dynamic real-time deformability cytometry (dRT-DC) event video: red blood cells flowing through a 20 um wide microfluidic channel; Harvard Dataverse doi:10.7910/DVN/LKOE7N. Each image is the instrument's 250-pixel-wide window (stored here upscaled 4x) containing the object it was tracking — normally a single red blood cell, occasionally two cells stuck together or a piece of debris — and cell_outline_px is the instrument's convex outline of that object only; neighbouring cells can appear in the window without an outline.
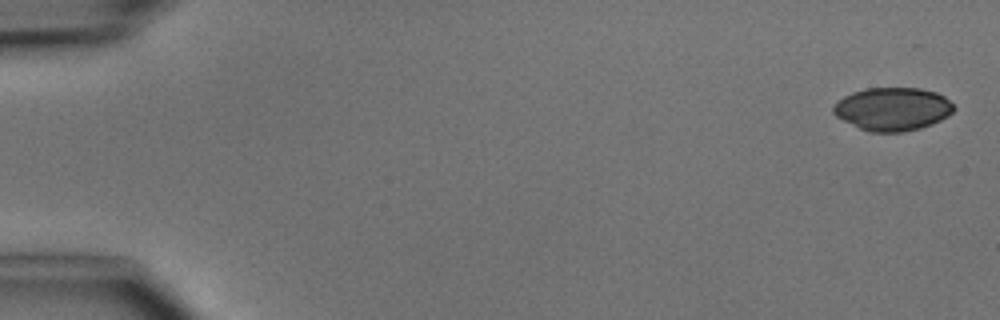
{"species": "common noctule bat (a hibernating species)", "species_latin": "Nyctalus noctula", "temperature_condition": "cold", "stored_images_in_passage": 5, "camera_frame_rate_fps": 3000, "um_per_image_px": 0.085, "animal": {"sex": "male", "body_mass_g": 15.6}, "frame": {"image": 1, "passage_image": 1, "time_ms": 0.0, "image_size_px": [1000, 320], "cell_outline_px": [[956, 108], [948, 116], [932, 124], [920, 128], [904, 132], [872, 132], [860, 128], [836, 116], [832, 112], [832, 108], [844, 96], [852, 92], [868, 88], [920, 88], [936, 92], [944, 96]], "centroid_in_image_um": [75.89, 9.26], "position_along_channel_um": 9.1, "area_um2": 30.11}}